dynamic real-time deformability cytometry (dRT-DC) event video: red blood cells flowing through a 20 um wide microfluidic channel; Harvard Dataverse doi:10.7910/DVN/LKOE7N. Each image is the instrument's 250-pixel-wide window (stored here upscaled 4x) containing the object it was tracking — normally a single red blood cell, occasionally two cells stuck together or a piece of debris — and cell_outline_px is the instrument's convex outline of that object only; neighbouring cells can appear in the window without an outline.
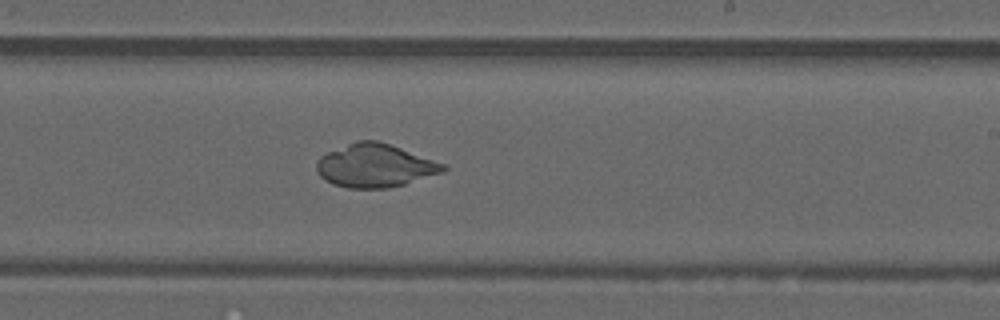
{"species": "common noctule bat (a hibernating species)", "species_latin": "Nyctalus noctula", "temperature_condition": "warm", "stored_images_in_passage": 41, "camera_frame_rate_fps": 3000, "um_per_image_px": 0.085, "animal": {"sex": "male", "forearm_length_mm": 52.5}, "frame": {"image": 1, "passage_image": 23, "time_ms": 7.333, "image_size_px": [1000, 320], "cell_outline_px": [[448, 168], [444, 172], [404, 184], [388, 188], [348, 188], [332, 184], [324, 180], [320, 176], [316, 168], [316, 164], [320, 156], [328, 152], [356, 140], [376, 140], [400, 148], [444, 164]], "centroid_in_image_um": [31.85, 14.09], "position_along_channel_um": 257.2, "area_um2": 31.67}}